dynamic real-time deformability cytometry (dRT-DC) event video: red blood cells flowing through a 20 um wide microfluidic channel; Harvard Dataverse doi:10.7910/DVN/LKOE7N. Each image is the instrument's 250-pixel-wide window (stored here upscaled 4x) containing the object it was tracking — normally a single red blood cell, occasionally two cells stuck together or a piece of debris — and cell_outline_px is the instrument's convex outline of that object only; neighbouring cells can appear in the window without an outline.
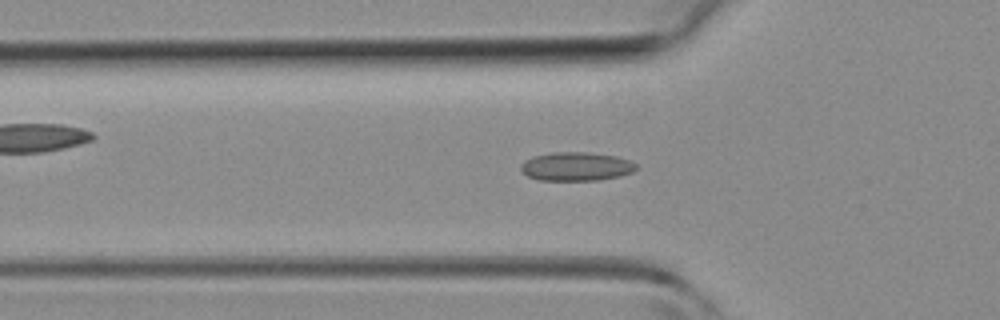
{"species": "common noctule bat (a hibernating species)", "species_latin": "Nyctalus noctula", "temperature_condition": "room temperature", "stored_images_in_passage": 34, "camera_frame_rate_fps": 3000, "um_per_image_px": 0.085, "animal": {"sex": "female", "body_mass_g": 19.3, "forearm_length_mm": 54.1}, "frame": {"image": 1, "passage_image": 8, "time_ms": 2.333, "image_size_px": [1000, 320], "cell_outline_px": [[636, 168], [632, 172], [620, 176], [600, 180], [540, 180], [528, 176], [520, 168], [520, 164], [524, 160], [532, 156], [552, 152], [588, 152], [616, 156], [628, 160], [636, 164]], "centroid_in_image_um": [48.96, 14.14], "position_along_channel_um": 76.8, "area_um2": 19.31}}
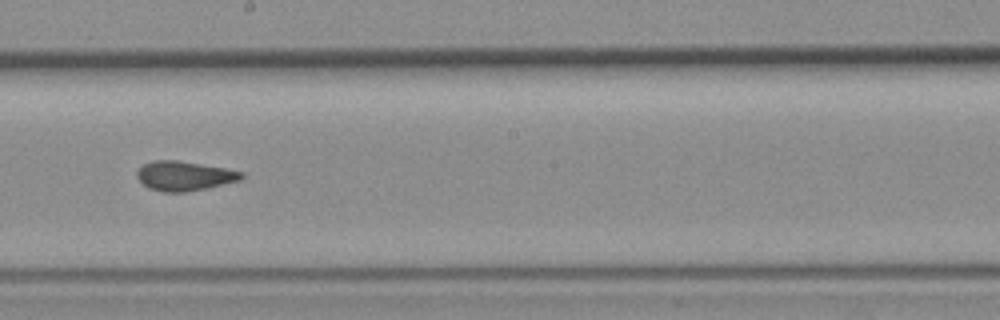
{"frame": {"image": 2, "passage_image": 18, "time_ms": 5.667, "image_size_px": [1000, 320], "cell_outline_px": [[244, 176], [240, 180], [208, 188], [184, 192], [164, 192], [148, 188], [136, 176], [136, 172], [144, 164], [152, 160], [176, 160], [224, 168], [244, 172]], "centroid_in_image_um": [15.66, 14.95], "position_along_channel_um": 232.5, "area_um2": 17.86}}
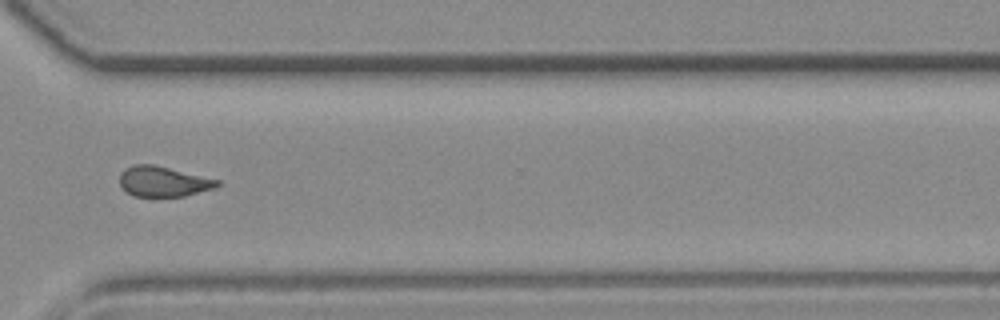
{"frame": {"image": 3, "passage_image": 26, "time_ms": 8.333, "image_size_px": [1000, 320], "cell_outline_px": [[220, 184], [216, 188], [184, 196], [132, 196], [124, 192], [120, 188], [120, 172], [124, 168], [136, 164], [152, 164], [220, 180]], "centroid_in_image_um": [13.84, 15.43], "position_along_channel_um": 356.8, "area_um2": 17.34}}